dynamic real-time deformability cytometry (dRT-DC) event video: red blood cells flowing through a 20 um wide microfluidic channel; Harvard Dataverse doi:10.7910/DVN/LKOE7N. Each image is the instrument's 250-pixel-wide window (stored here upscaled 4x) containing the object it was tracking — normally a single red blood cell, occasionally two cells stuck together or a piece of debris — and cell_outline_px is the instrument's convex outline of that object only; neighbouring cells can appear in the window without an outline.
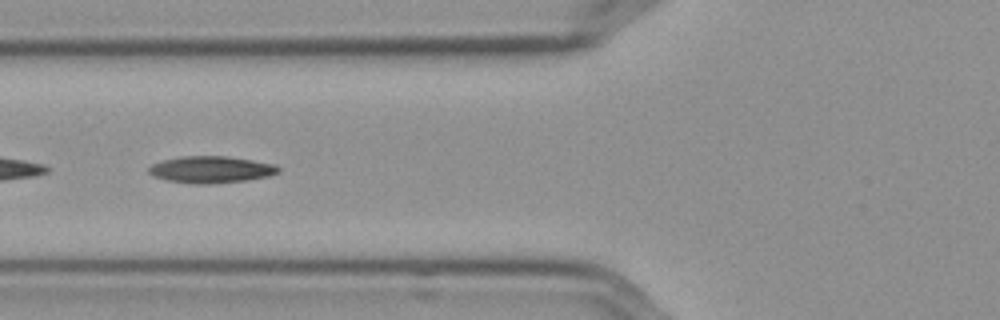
{"species": "Egyptian fruit bat (a non-hibernating species)", "species_latin": "Rousettus aegyptiacus", "temperature_condition": "cold", "stored_images_in_passage": 46, "camera_frame_rate_fps": 3000, "um_per_image_px": 0.085, "frame": {"image": 1, "passage_image": 12, "time_ms": 3.667, "image_size_px": [1000, 320], "cell_outline_px": [[280, 172], [268, 176], [248, 180], [212, 184], [192, 184], [164, 180], [152, 176], [148, 172], [148, 168], [152, 164], [164, 160], [184, 156], [228, 156], [252, 160], [272, 164], [280, 168]], "centroid_in_image_um": [17.91, 14.42], "position_along_channel_um": 107.9, "area_um2": 20.35}}
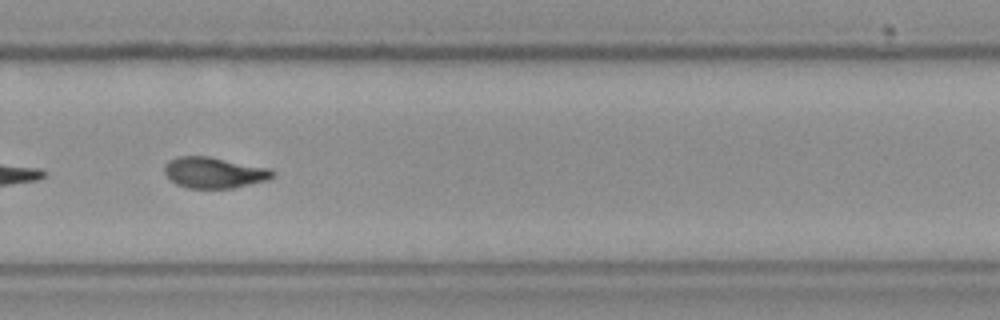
{"frame": {"image": 2, "passage_image": 29, "time_ms": 9.333, "image_size_px": [1000, 320], "cell_outline_px": [[276, 176], [268, 180], [232, 188], [188, 188], [176, 184], [164, 172], [164, 164], [168, 160], [176, 156], [208, 156], [272, 168], [276, 172]], "centroid_in_image_um": [18.23, 14.66], "position_along_channel_um": 311.6, "area_um2": 19.77}}
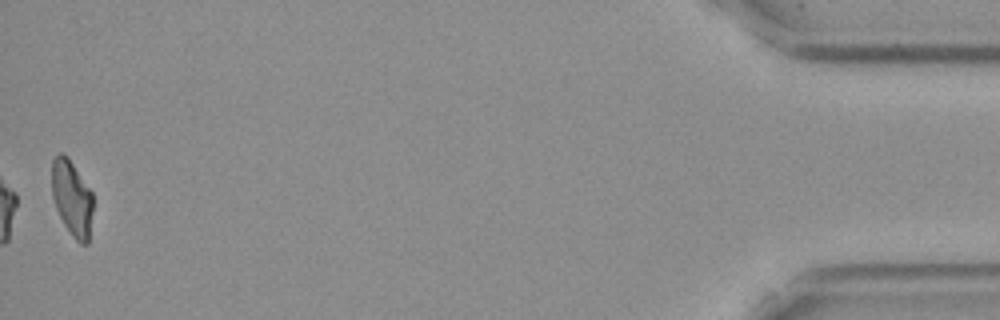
{"frame": {"image": 3, "passage_image": 46, "time_ms": 15.0, "image_size_px": [1000, 320], "cell_outline_px": [[92, 212], [88, 244], [80, 244], [72, 236], [64, 224], [56, 208], [52, 196], [52, 160], [60, 152], [68, 156], [92, 192]], "centroid_in_image_um": [6.11, 16.83], "position_along_channel_um": 429.1, "area_um2": 18.09}, "authors_computed_cell_mechanics": {"area_um2": 19.5653, "velocity_mm_per_s": 3.5944, "shape_relaxation_time_tau1_ms": 6.1338, "shape_relaxation_time_tau2_ms": 2.5893, "deformation_change_tau1": 0.1878, "deformation_change_tau2": 0.0822}}